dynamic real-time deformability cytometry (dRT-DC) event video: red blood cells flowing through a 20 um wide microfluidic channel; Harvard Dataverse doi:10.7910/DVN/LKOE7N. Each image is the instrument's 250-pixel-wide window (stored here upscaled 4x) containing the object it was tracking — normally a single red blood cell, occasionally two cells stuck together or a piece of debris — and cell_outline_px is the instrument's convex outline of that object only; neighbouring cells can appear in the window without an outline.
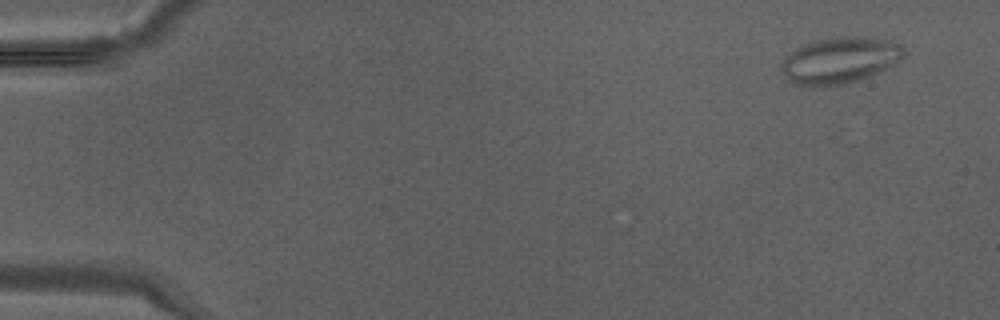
{"species": "Egyptian fruit bat (a non-hibernating species)", "species_latin": "Rousettus aegyptiacus", "temperature_condition": "warm", "stored_images_in_passage": 11, "camera_frame_rate_fps": 3000, "um_per_image_px": 0.085, "animal": {"sex": "male"}, "frame": {"image": 1, "passage_image": 1, "time_ms": 0.0, "image_size_px": [1000, 320], "cell_outline_px": [[904, 52], [896, 60], [872, 76], [860, 80], [844, 84], [792, 84], [784, 76], [780, 64], [784, 56], [796, 48], [812, 40], [836, 36], [872, 36], [888, 40], [900, 44], [904, 48]], "centroid_in_image_um": [71.34, 5.08], "position_along_channel_um": 13.7, "area_um2": 32.83}}